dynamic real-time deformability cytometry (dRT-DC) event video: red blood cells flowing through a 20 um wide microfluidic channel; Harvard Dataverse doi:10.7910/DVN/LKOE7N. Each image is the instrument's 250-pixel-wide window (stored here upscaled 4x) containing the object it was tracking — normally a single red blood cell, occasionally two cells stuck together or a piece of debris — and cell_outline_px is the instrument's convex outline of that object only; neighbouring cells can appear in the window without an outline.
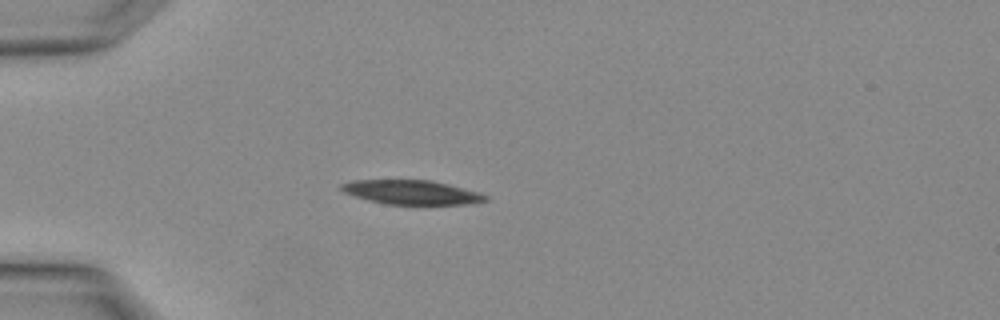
{"species": "Egyptian fruit bat (a non-hibernating species)", "species_latin": "Rousettus aegyptiacus", "temperature_condition": "warm", "stored_images_in_passage": 1, "camera_frame_rate_fps": 3000, "um_per_image_px": 0.085, "animal": {"sex": "female"}, "frame": {"image": 1, "passage_image": 1, "time_ms": 0.0, "image_size_px": [1000, 320], "cell_outline_px": [[488, 200], [464, 204], [388, 204], [368, 200], [344, 192], [340, 188], [340, 184], [352, 180], [432, 180], [480, 192], [488, 196]], "centroid_in_image_um": [34.99, 16.33], "position_along_channel_um": 50.0, "area_um2": 20.17}}